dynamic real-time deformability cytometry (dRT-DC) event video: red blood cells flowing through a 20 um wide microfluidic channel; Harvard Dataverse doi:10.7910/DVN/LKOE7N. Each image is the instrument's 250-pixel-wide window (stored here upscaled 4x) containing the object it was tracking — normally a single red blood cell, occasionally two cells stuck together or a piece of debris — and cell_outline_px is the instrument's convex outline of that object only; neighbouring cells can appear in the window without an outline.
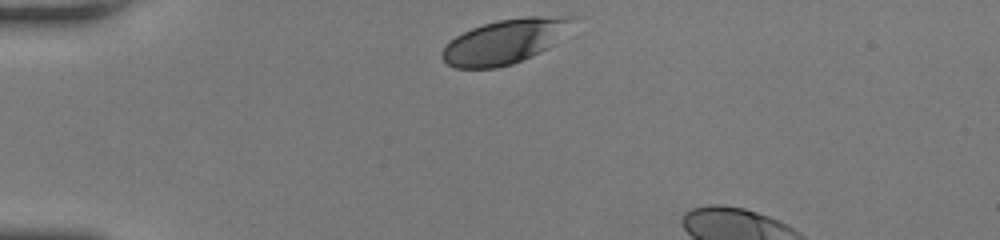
{"species": "human", "species_latin": "Homo sapiens", "temperature_condition": "room temperature", "stored_images_in_passage": 32, "camera_frame_rate_fps": 3000, "um_per_image_px": 0.085, "donor": {"sex": "female"}, "frame": {"image": 1, "passage_image": 1, "time_ms": 0.0, "image_size_px": [1000, 240], "cell_outline_px": [[576, 16], [552, 44], [548, 48], [540, 52], [512, 64], [496, 68], [456, 68], [448, 64], [440, 56], [440, 52], [448, 40], [472, 28], [484, 24], [500, 20], [524, 16]], "centroid_in_image_um": [42.81, 3.53], "position_along_channel_um": 42.2, "area_um2": 33.23}}
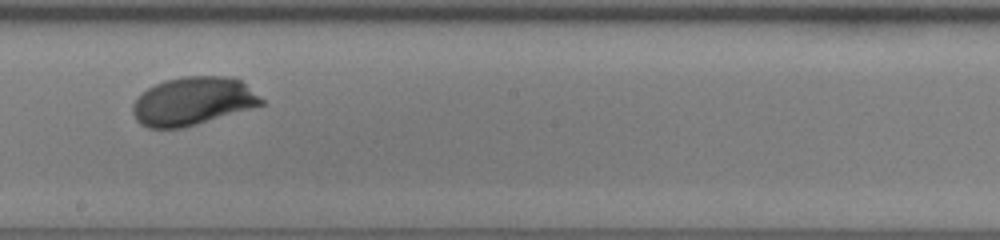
{"frame": {"image": 2, "passage_image": 19, "time_ms": 6.0, "image_size_px": [1000, 240], "cell_outline_px": [[264, 104], [252, 108], [184, 128], [148, 128], [140, 124], [136, 120], [132, 112], [132, 104], [148, 88], [164, 80], [184, 76], [224, 76], [240, 80], [264, 100]], "centroid_in_image_um": [16.38, 8.61], "position_along_channel_um": 231.8, "area_um2": 35.95}}
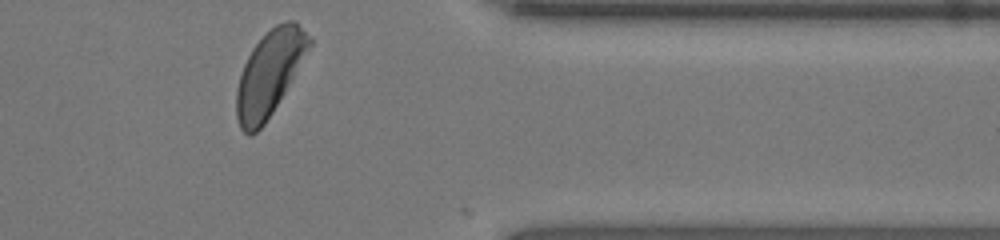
{"frame": {"image": 3, "passage_image": 32, "time_ms": 10.333, "image_size_px": [1000, 240], "cell_outline_px": [[312, 44], [284, 92], [272, 112], [264, 124], [252, 136], [248, 136], [240, 128], [236, 116], [236, 88], [244, 64], [252, 48], [276, 24], [284, 20], [292, 20], [312, 36]], "centroid_in_image_um": [22.89, 6.24], "position_along_channel_um": 388.5, "area_um2": 35.43}, "authors_computed_cell_mechanics": {"area_um2": 35.4314, "velocity_mm_per_s": 3.8764, "shape_relaxation_time_tau1_ms": 2.6213, "shape_relaxation_time_tau2_ms": null, "deformation_change_tau1": 0.1648, "deformation_change_tau2": null}}